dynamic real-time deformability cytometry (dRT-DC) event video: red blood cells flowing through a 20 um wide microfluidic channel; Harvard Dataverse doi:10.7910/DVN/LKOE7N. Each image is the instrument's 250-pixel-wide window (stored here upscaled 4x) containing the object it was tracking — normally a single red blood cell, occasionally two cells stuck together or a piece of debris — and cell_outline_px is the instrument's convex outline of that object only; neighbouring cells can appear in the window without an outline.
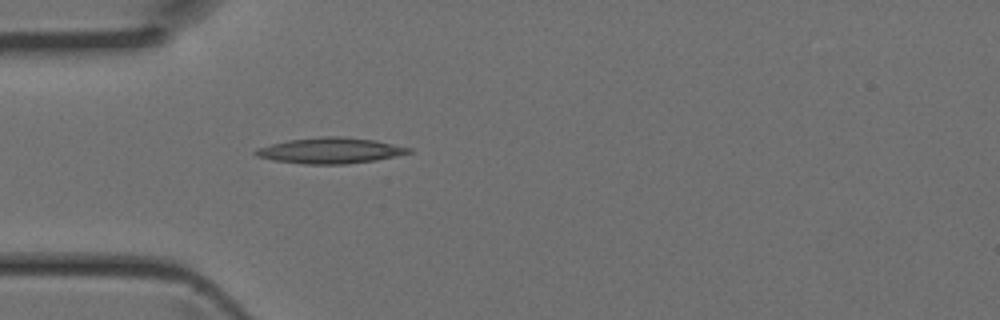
{"species": "Egyptian fruit bat (a non-hibernating species)", "species_latin": "Rousettus aegyptiacus", "temperature_condition": "room temperature", "stored_images_in_passage": 29, "camera_frame_rate_fps": 3000, "um_per_image_px": 0.085, "animal": {"sex": "female"}, "frame": {"image": 1, "passage_image": 1, "time_ms": 0.0, "image_size_px": [1000, 320], "cell_outline_px": [[412, 152], [396, 156], [376, 160], [344, 164], [304, 164], [272, 160], [256, 156], [252, 152], [256, 148], [288, 140], [320, 136], [340, 136], [376, 140], [412, 148]], "centroid_in_image_um": [28.06, 12.79], "position_along_channel_um": 56.9, "area_um2": 23.12}}
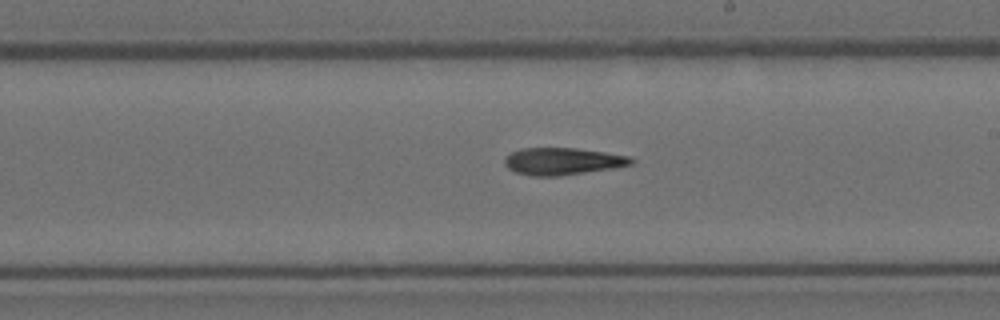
{"frame": {"image": 2, "passage_image": 13, "time_ms": 4.0, "image_size_px": [1000, 320], "cell_outline_px": [[636, 160], [632, 164], [612, 168], [556, 176], [532, 176], [516, 172], [508, 168], [504, 164], [504, 160], [512, 152], [520, 148], [576, 148], [604, 152], [628, 156]], "centroid_in_image_um": [47.81, 13.7], "position_along_channel_um": 241.2, "area_um2": 19.77}}
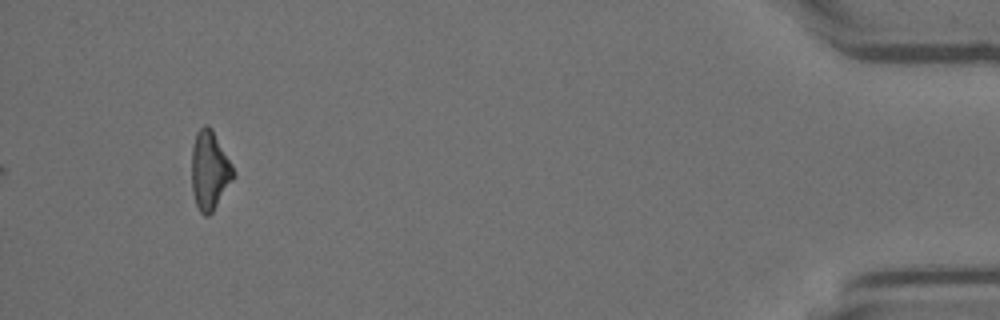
{"frame": {"image": 3, "passage_image": 29, "time_ms": 9.333, "image_size_px": [1000, 320], "cell_outline_px": [[236, 176], [212, 212], [208, 216], [204, 216], [200, 212], [196, 204], [192, 192], [192, 148], [196, 132], [204, 124], [208, 124], [212, 128], [232, 164]], "centroid_in_image_um": [17.82, 14.48], "position_along_channel_um": 417.4, "area_um2": 19.31}}